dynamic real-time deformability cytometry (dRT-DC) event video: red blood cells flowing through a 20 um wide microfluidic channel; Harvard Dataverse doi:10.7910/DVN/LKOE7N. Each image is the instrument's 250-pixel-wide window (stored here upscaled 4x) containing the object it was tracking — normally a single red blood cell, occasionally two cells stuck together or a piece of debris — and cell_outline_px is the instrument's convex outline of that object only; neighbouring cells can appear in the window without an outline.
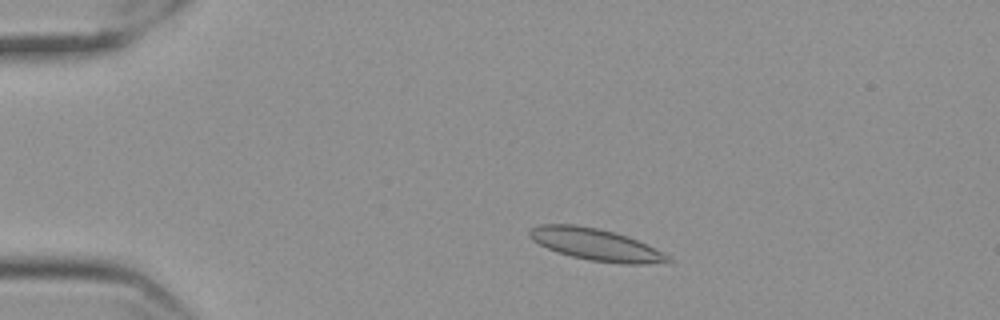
{"species": "Egyptian fruit bat (a non-hibernating species)", "species_latin": "Rousettus aegyptiacus", "temperature_condition": "cold", "stored_images_in_passage": 54, "camera_frame_rate_fps": 3000, "um_per_image_px": 0.085, "frame": {"image": 1, "passage_image": 8, "time_ms": 2.333, "image_size_px": [1000, 320], "cell_outline_px": [[672, 260], [644, 264], [624, 264], [588, 260], [556, 252], [532, 240], [528, 236], [528, 232], [532, 228], [540, 224], [572, 224], [596, 228], [616, 232], [628, 236], [668, 256]], "centroid_in_image_um": [50.56, 20.77], "position_along_channel_um": 34.4, "area_um2": 25.26}}
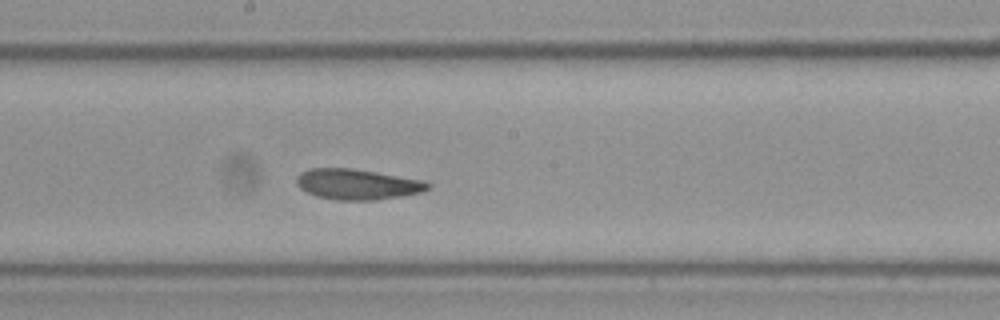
{"frame": {"image": 2, "passage_image": 28, "time_ms": 9.0, "image_size_px": [1000, 320], "cell_outline_px": [[432, 188], [420, 192], [400, 196], [376, 200], [336, 200], [316, 196], [300, 188], [296, 184], [296, 176], [300, 172], [308, 168], [352, 168], [424, 180], [432, 184]], "centroid_in_image_um": [30.37, 15.66], "position_along_channel_um": 217.8, "area_um2": 23.52}}
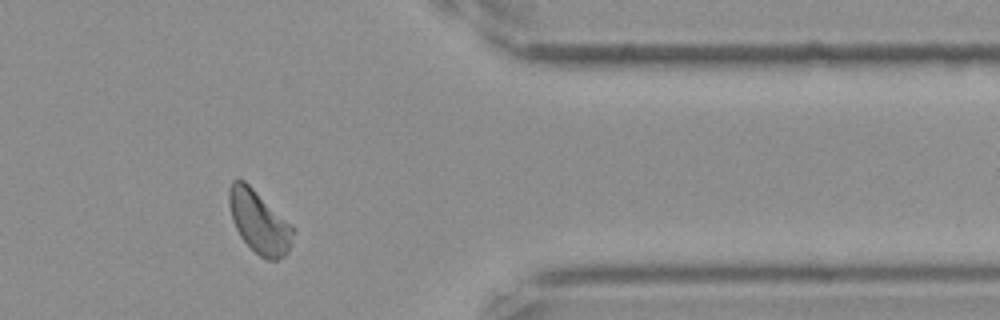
{"frame": {"image": 3, "passage_image": 44, "time_ms": 14.333, "image_size_px": [1000, 320], "cell_outline_px": [[296, 228], [292, 244], [288, 252], [284, 256], [276, 260], [268, 260], [260, 256], [240, 236], [232, 220], [228, 204], [228, 188], [232, 180], [244, 180], [292, 224]], "centroid_in_image_um": [22.05, 18.86], "position_along_channel_um": 389.4, "area_um2": 23.52}, "authors_computed_cell_mechanics": {"area_um2": 23.4379, "velocity_mm_per_s": 3.5132, "shape_relaxation_time_tau1_ms": null, "shape_relaxation_time_tau2_ms": 2.7822, "deformation_change_tau1": null, "deformation_change_tau2": 0.077}}